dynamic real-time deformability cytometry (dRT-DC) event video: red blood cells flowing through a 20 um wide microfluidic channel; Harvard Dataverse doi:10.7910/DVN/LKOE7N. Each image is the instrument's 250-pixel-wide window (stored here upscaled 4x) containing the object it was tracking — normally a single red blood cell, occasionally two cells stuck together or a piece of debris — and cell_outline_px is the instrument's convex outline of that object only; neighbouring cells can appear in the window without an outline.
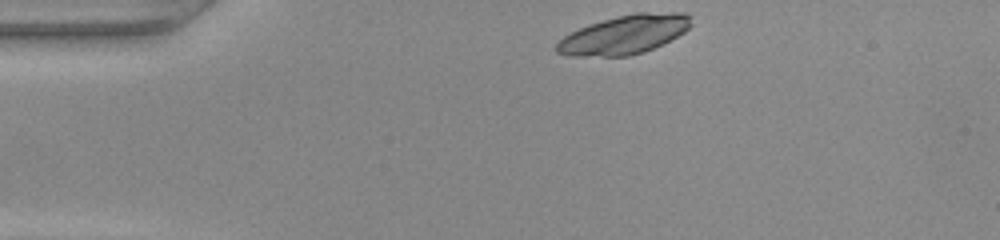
{"species": "common noctule bat (a hibernating species)", "species_latin": "Nyctalus noctula", "temperature_condition": "warm", "stored_images_in_passage": 41, "camera_frame_rate_fps": 3000, "um_per_image_px": 0.085, "animal": {"sex": "female", "body_mass_g": 22.0, "forearm_length_mm": 56.7}, "frame": {"image": 1, "passage_image": 1, "time_ms": 0.0, "image_size_px": [1000, 240], "cell_outline_px": [[692, 24], [684, 32], [644, 52], [628, 56], [568, 56], [556, 52], [556, 44], [564, 36], [588, 24], [636, 12], [684, 12], [692, 16]], "centroid_in_image_um": [53.08, 2.93], "position_along_channel_um": 31.9, "area_um2": 30.23}}
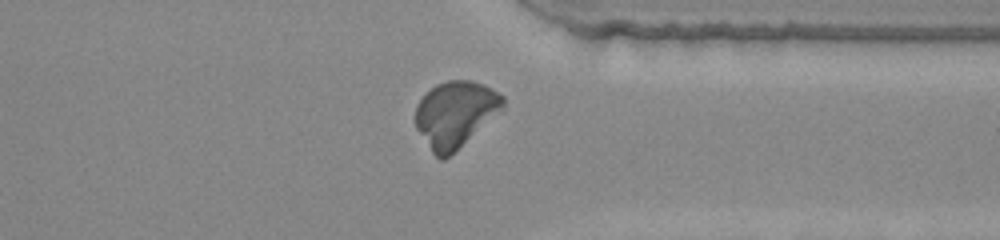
{"frame": {"image": 2, "passage_image": 30, "time_ms": 9.667, "image_size_px": [1000, 240], "cell_outline_px": [[504, 108], [444, 160], [440, 160], [432, 152], [416, 128], [416, 104], [436, 84], [448, 80], [468, 80], [484, 84], [504, 96]], "centroid_in_image_um": [38.7, 9.69], "position_along_channel_um": 372.7, "area_um2": 33.18}}